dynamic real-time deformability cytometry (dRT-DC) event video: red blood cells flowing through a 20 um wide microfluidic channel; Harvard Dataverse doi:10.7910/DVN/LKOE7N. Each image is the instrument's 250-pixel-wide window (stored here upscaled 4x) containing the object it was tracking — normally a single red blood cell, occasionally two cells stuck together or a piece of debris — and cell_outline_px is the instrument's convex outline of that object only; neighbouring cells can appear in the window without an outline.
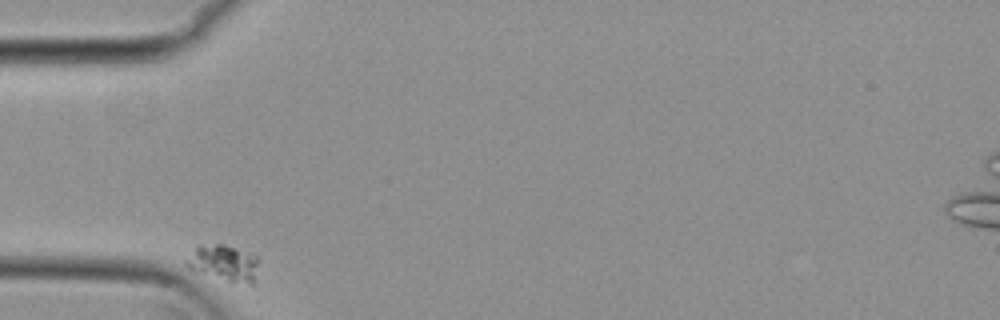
{"species": "common noctule bat (a hibernating species)", "species_latin": "Nyctalus noctula", "temperature_condition": "cold", "stored_images_in_passage": 35, "camera_frame_rate_fps": 3000, "um_per_image_px": 0.085, "animal": {"sex": "female", "body_mass_g": 29.2, "forearm_length_mm": 56.3}, "frame": {"image": 1, "passage_image": 1, "time_ms": 0.0, "image_size_px": [1000, 320], "cell_outline_px": [[260, 260], [256, 284], [248, 284], [228, 280], [192, 272], [184, 264], [184, 260], [196, 244], [224, 244], [256, 256]], "centroid_in_image_um": [18.99, 22.36], "position_along_channel_um": 66.0, "area_um2": 15.84}}
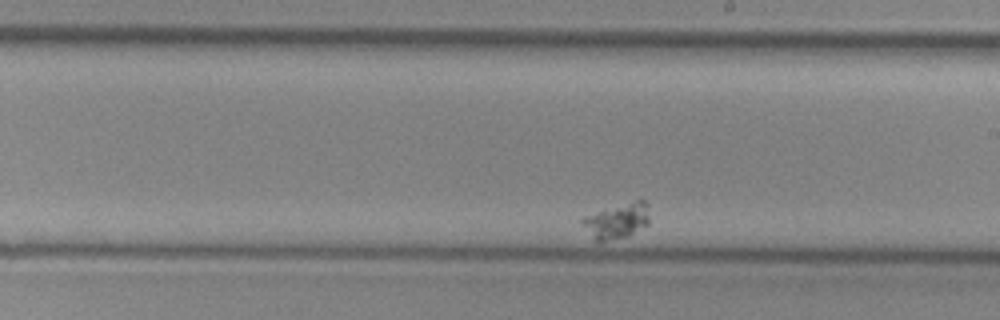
{"frame": {"image": 2, "passage_image": 20, "time_ms": 6.333, "image_size_px": [1000, 320], "cell_outline_px": [[648, 224], [628, 236], [600, 244], [596, 244], [592, 240], [580, 220], [584, 216], [604, 208], [640, 196], [648, 204]], "centroid_in_image_um": [52.42, 18.76], "position_along_channel_um": 236.6, "area_um2": 14.74}}
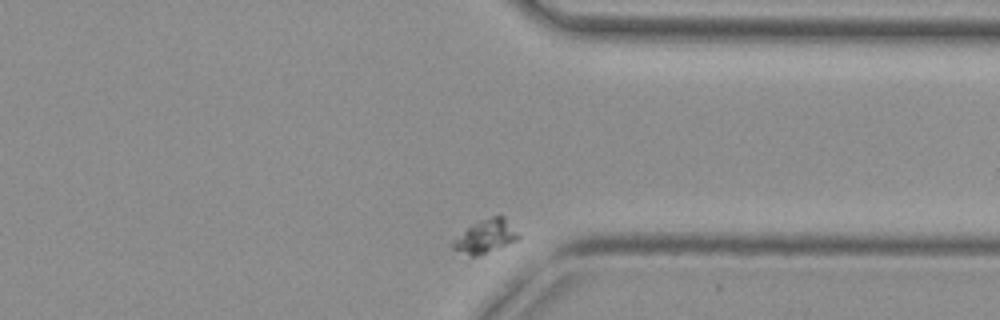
{"frame": {"image": 3, "passage_image": 34, "time_ms": 11.0, "image_size_px": [1000, 320], "cell_outline_px": [[520, 240], [476, 256], [472, 256], [452, 248], [452, 240], [468, 228], [480, 220], [492, 216], [504, 216], [520, 236]], "centroid_in_image_um": [41.3, 20.09], "position_along_channel_um": 370.1, "area_um2": 12.43}}